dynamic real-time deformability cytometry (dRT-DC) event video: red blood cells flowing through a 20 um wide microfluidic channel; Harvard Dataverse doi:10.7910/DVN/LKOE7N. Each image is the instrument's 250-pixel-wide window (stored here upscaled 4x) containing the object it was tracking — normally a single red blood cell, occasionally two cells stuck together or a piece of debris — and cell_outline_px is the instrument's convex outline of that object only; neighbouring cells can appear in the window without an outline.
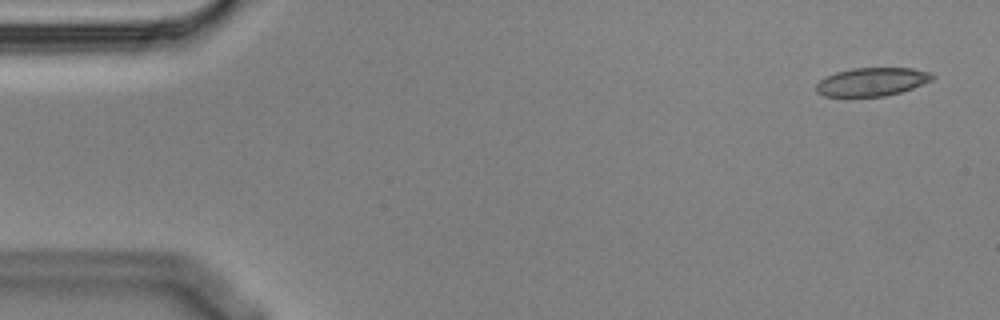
{"species": "Egyptian fruit bat (a non-hibernating species)", "species_latin": "Rousettus aegyptiacus", "temperature_condition": "cold", "stored_images_in_passage": 8, "camera_frame_rate_fps": 3000, "um_per_image_px": 0.085, "animal": {"sex": "male"}, "frame": {"image": 1, "passage_image": 1, "time_ms": 0.0, "image_size_px": [1000, 320], "cell_outline_px": [[936, 76], [932, 80], [912, 88], [900, 92], [884, 96], [824, 96], [816, 92], [816, 84], [820, 80], [836, 72], [852, 68], [912, 68], [932, 72]], "centroid_in_image_um": [74.14, 6.94], "position_along_channel_um": 10.9, "area_um2": 19.13}}
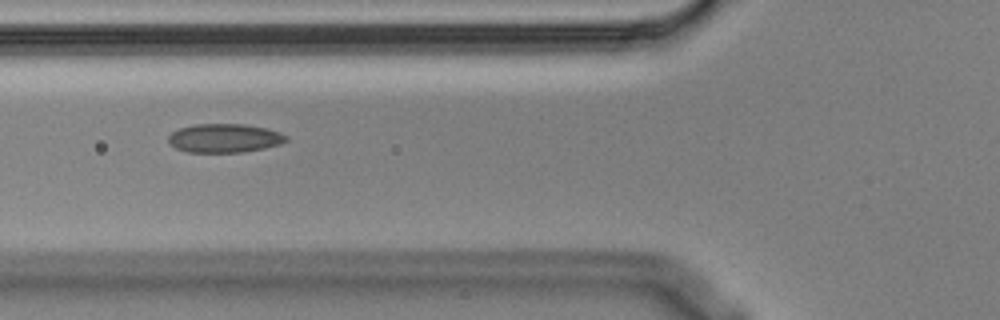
{"frame": {"image": 2, "passage_image": 5, "time_ms": 1.333, "image_size_px": [1000, 320], "cell_outline_px": [[288, 140], [280, 144], [264, 148], [244, 152], [188, 152], [176, 148], [168, 140], [168, 136], [172, 132], [180, 128], [196, 124], [244, 124], [264, 128], [280, 132], [288, 136]], "centroid_in_image_um": [19.1, 11.74], "position_along_channel_um": 106.7, "area_um2": 19.65}}
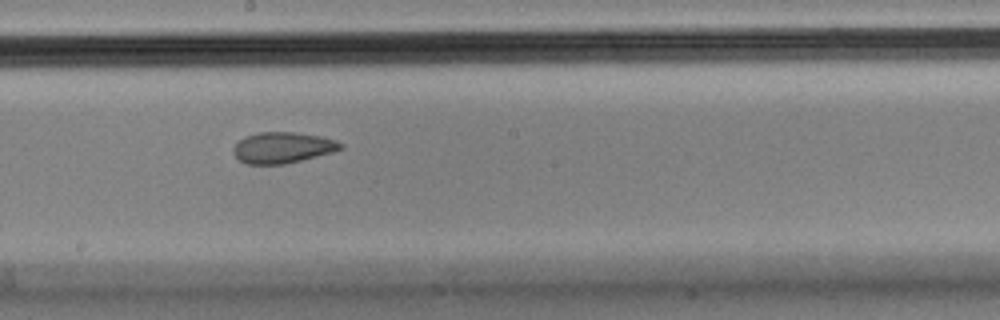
{"frame": {"image": 3, "passage_image": 8, "time_ms": 2.333, "image_size_px": [1000, 320], "cell_outline_px": [[344, 148], [332, 152], [284, 164], [244, 164], [232, 152], [232, 148], [244, 136], [260, 132], [296, 132], [320, 136], [336, 140], [344, 144]], "centroid_in_image_um": [24.02, 12.54], "position_along_channel_um": 224.2, "area_um2": 19.36}}